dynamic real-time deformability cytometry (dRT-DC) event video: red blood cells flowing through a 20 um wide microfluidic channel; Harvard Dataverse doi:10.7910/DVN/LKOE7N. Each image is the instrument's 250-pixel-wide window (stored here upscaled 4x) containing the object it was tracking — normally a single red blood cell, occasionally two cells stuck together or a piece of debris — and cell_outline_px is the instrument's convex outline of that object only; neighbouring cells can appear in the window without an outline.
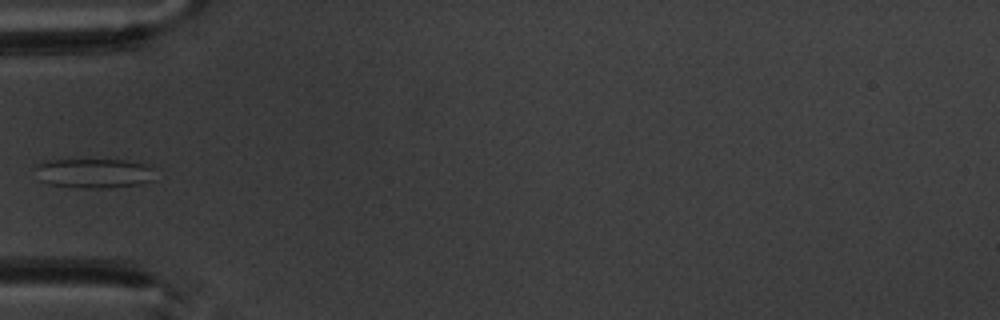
{"species": "common noctule bat (a hibernating species)", "species_latin": "Nyctalus noctula", "temperature_condition": "warm", "stored_images_in_passage": 5, "camera_frame_rate_fps": 3000, "um_per_image_px": 0.085, "animal": {"sex": "male", "body_mass_g": 20.1, "forearm_length_mm": 53.5}, "frame": {"image": 1, "passage_image": 5, "time_ms": 4.333, "image_size_px": [1000, 320], "cell_outline_px": [[152, 180], [140, 184], [100, 188], [80, 188], [48, 184], [40, 180], [36, 168], [40, 164], [48, 160], [124, 160], [152, 164]], "centroid_in_image_um": [8.02, 14.72], "position_along_channel_um": 77.0, "area_um2": 20.46}}